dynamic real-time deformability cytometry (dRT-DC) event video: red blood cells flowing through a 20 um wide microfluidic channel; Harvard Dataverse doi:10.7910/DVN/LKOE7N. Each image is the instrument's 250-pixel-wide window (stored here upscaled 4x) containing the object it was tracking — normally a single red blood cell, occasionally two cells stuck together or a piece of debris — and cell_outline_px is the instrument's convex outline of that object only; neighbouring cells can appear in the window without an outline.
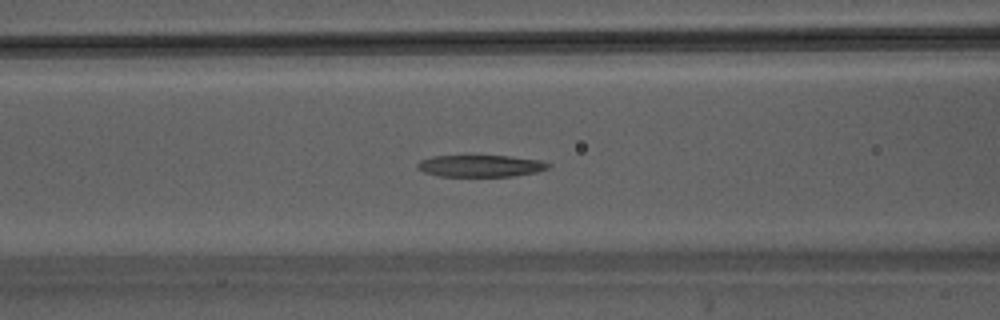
{"species": "Egyptian fruit bat (a non-hibernating species)", "species_latin": "Rousettus aegyptiacus", "temperature_condition": "warm", "stored_images_in_passage": 33, "camera_frame_rate_fps": 3000, "um_per_image_px": 0.085, "animal": {"sex": "male"}, "frame": {"image": 1, "passage_image": 6, "time_ms": 1.667, "image_size_px": [1000, 320], "cell_outline_px": [[552, 164], [548, 168], [536, 172], [512, 176], [440, 176], [424, 172], [416, 168], [416, 164], [420, 160], [432, 156], [508, 156], [540, 160]], "centroid_in_image_um": [40.82, 14.1], "position_along_channel_um": 125.8, "area_um2": 16.59}}
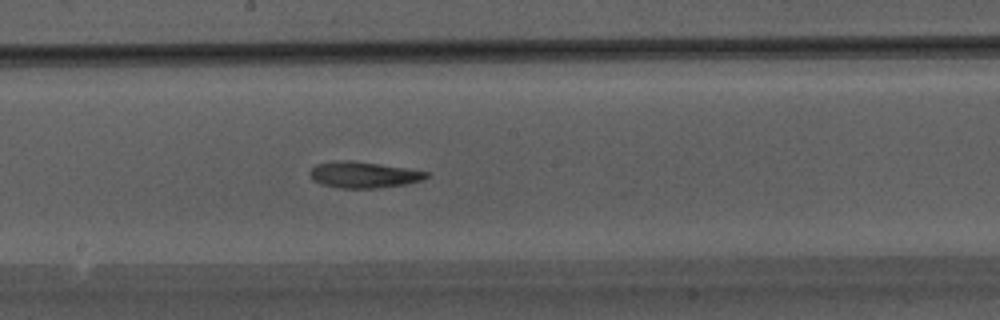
{"frame": {"image": 2, "passage_image": 12, "time_ms": 3.667, "image_size_px": [1000, 320], "cell_outline_px": [[428, 176], [420, 180], [404, 184], [380, 188], [340, 188], [324, 184], [312, 180], [308, 172], [316, 164], [336, 160], [348, 160], [404, 168], [428, 172]], "centroid_in_image_um": [30.84, 14.86], "position_along_channel_um": 217.4, "area_um2": 17.46}}
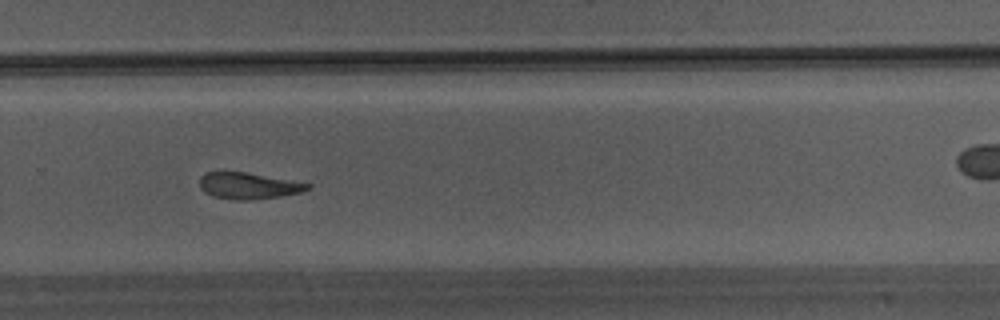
{"frame": {"image": 3, "passage_image": 18, "time_ms": 5.667, "image_size_px": [1000, 320], "cell_outline_px": [[312, 188], [300, 192], [280, 196], [244, 200], [236, 200], [212, 196], [204, 192], [200, 188], [200, 176], [204, 172], [224, 168], [248, 172], [292, 180], [312, 184]], "centroid_in_image_um": [21.04, 15.73], "position_along_channel_um": 308.8, "area_um2": 17.28}}